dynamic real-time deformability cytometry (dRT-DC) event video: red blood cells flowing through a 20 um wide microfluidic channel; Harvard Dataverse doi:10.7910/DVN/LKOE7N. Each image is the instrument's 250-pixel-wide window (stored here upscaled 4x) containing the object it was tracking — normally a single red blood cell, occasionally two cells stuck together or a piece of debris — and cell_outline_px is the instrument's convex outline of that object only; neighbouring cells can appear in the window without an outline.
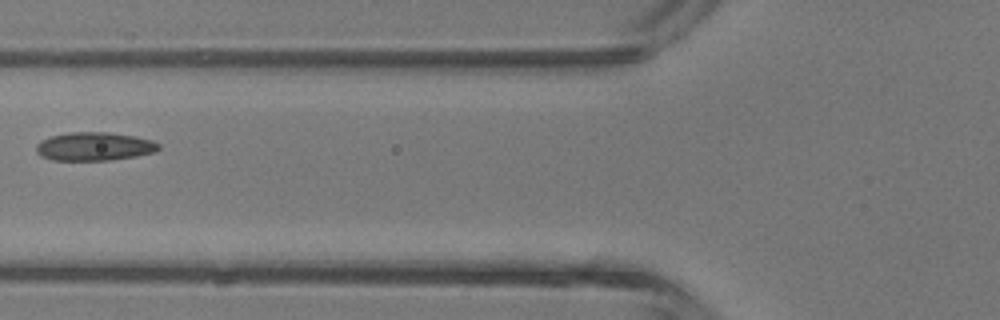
{"species": "common noctule bat (a hibernating species)", "species_latin": "Nyctalus noctula", "temperature_condition": "room temperature", "stored_images_in_passage": 5, "camera_frame_rate_fps": 3000, "um_per_image_px": 0.085, "animal": {"sex": "male", "body_mass_g": 13.3}, "frame": {"image": 1, "passage_image": 5, "time_ms": 4.667, "image_size_px": [1000, 320], "cell_outline_px": [[160, 148], [156, 152], [136, 156], [112, 160], [52, 160], [40, 156], [36, 152], [36, 144], [40, 140], [52, 136], [68, 132], [108, 132], [136, 136], [152, 140], [160, 144]], "centroid_in_image_um": [8.02, 12.45], "position_along_channel_um": 117.8, "area_um2": 20.52}}